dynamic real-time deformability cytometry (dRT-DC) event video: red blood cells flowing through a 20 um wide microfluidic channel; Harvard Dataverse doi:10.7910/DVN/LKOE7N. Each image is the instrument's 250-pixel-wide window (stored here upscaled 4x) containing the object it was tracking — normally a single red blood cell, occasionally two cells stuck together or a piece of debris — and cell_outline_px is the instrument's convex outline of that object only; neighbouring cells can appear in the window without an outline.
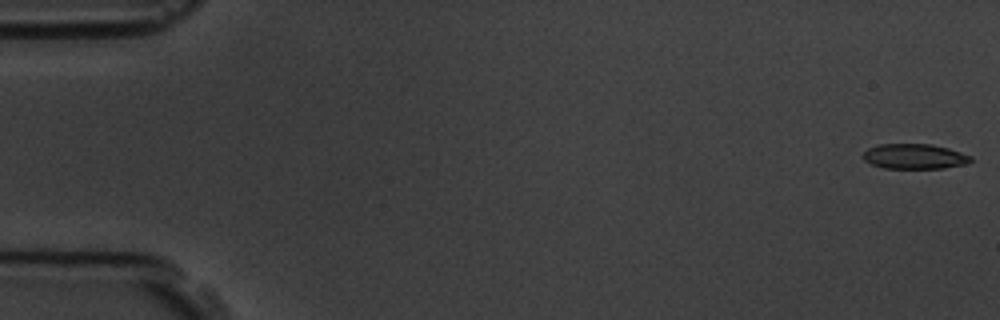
{"species": "common noctule bat (a hibernating species)", "species_latin": "Nyctalus noctula", "temperature_condition": "room temperature", "stored_images_in_passage": 3, "camera_frame_rate_fps": 3000, "um_per_image_px": 0.085, "animal": {"sex": "male", "body_mass_g": 19.5, "forearm_length_mm": 54.6}, "frame": {"image": 1, "passage_image": 1, "time_ms": 0.0, "image_size_px": [1000, 320], "cell_outline_px": [[972, 160], [968, 164], [944, 168], [884, 168], [872, 164], [864, 160], [860, 156], [868, 148], [880, 144], [932, 144], [948, 148], [972, 156]], "centroid_in_image_um": [77.74, 13.29], "position_along_channel_um": 7.3, "area_um2": 15.84}}